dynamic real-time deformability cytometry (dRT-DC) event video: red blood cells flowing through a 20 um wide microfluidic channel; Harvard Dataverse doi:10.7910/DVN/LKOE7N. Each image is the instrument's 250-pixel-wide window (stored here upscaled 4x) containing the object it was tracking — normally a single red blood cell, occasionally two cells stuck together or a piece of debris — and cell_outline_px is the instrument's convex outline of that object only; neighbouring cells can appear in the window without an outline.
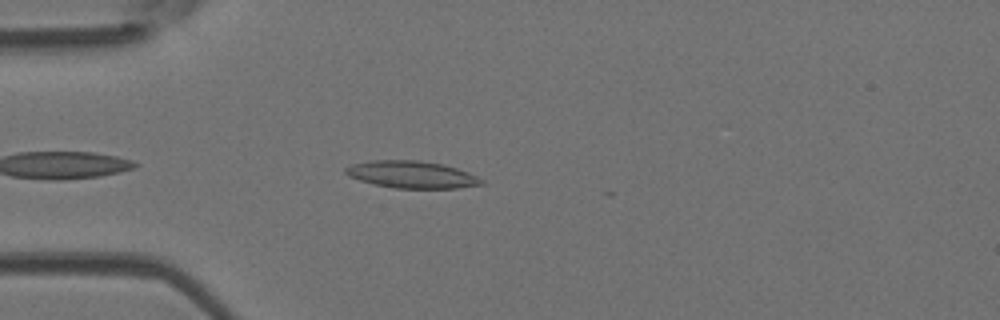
{"species": "Egyptian fruit bat (a non-hibernating species)", "species_latin": "Rousettus aegyptiacus", "temperature_condition": "room temperature", "stored_images_in_passage": 6, "camera_frame_rate_fps": 3000, "um_per_image_px": 0.085, "animal": {"sex": "female"}, "frame": {"image": 1, "passage_image": 4, "time_ms": 1.0, "image_size_px": [1000, 320], "cell_outline_px": [[484, 184], [456, 188], [396, 188], [376, 184], [360, 180], [348, 176], [344, 172], [344, 168], [352, 164], [372, 160], [420, 160], [440, 164], [456, 168], [468, 172], [484, 180]], "centroid_in_image_um": [34.98, 14.83], "position_along_channel_um": 50.0, "area_um2": 21.33}}